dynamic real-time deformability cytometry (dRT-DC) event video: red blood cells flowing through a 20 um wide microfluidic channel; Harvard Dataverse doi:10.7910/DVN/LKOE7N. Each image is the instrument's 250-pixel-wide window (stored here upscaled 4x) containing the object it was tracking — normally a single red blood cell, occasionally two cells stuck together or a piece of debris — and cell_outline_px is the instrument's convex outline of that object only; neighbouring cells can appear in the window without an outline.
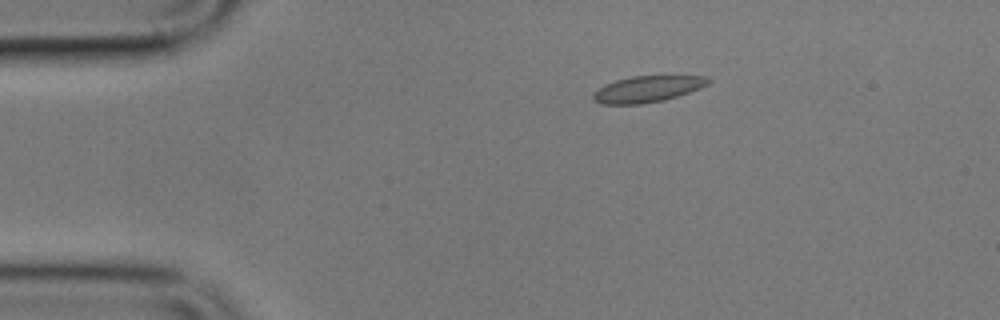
{"species": "common noctule bat (a hibernating species)", "species_latin": "Nyctalus noctula", "temperature_condition": "cold", "stored_images_in_passage": 4, "camera_frame_rate_fps": 3000, "um_per_image_px": 0.085, "animal": {"sex": "male", "body_mass_g": 17.9}, "frame": {"image": 1, "passage_image": 1, "time_ms": 0.0, "image_size_px": [1000, 320], "cell_outline_px": [[712, 80], [708, 84], [700, 88], [664, 100], [640, 104], [600, 104], [592, 100], [592, 96], [604, 84], [616, 80], [632, 76], [708, 76]], "centroid_in_image_um": [55.03, 7.57], "position_along_channel_um": 30.0, "area_um2": 17.51}}
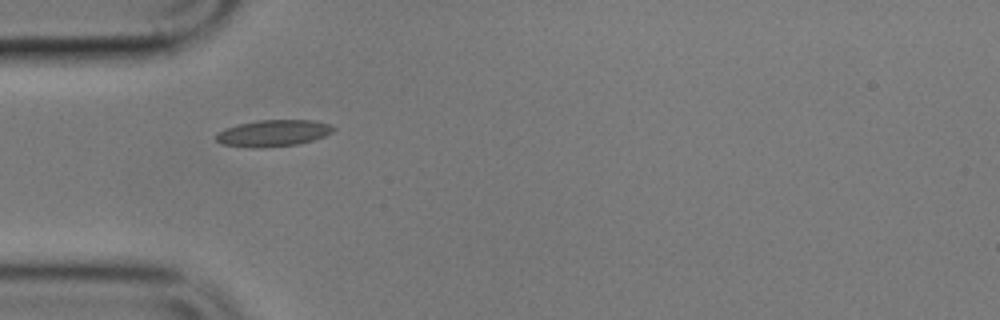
{"frame": {"image": 2, "passage_image": 3, "time_ms": 2.333, "image_size_px": [1000, 320], "cell_outline_px": [[336, 128], [332, 132], [324, 136], [300, 144], [264, 148], [248, 148], [220, 144], [216, 140], [216, 136], [224, 128], [236, 124], [260, 120], [316, 120], [328, 124]], "centroid_in_image_um": [23.2, 11.33], "position_along_channel_um": 61.8, "area_um2": 18.38}}
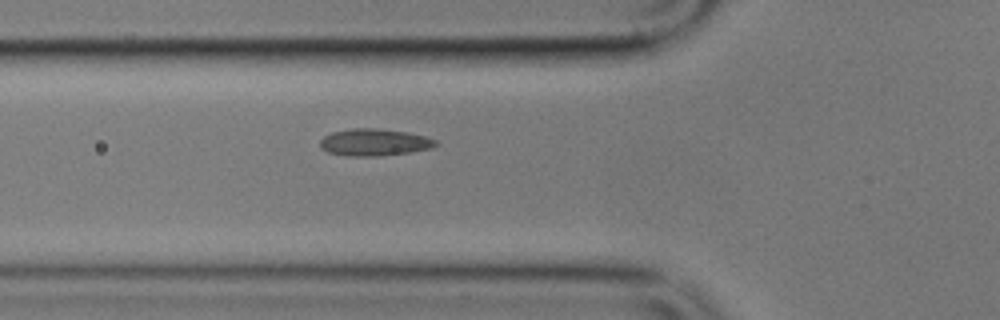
{"frame": {"image": 3, "passage_image": 4, "time_ms": 3.333, "image_size_px": [1000, 320], "cell_outline_px": [[440, 144], [432, 148], [412, 152], [380, 156], [344, 156], [328, 152], [320, 148], [320, 140], [324, 136], [332, 132], [352, 128], [376, 128], [408, 132], [424, 136], [436, 140]], "centroid_in_image_um": [31.82, 12.1], "position_along_channel_um": 94.0, "area_um2": 18.44}}